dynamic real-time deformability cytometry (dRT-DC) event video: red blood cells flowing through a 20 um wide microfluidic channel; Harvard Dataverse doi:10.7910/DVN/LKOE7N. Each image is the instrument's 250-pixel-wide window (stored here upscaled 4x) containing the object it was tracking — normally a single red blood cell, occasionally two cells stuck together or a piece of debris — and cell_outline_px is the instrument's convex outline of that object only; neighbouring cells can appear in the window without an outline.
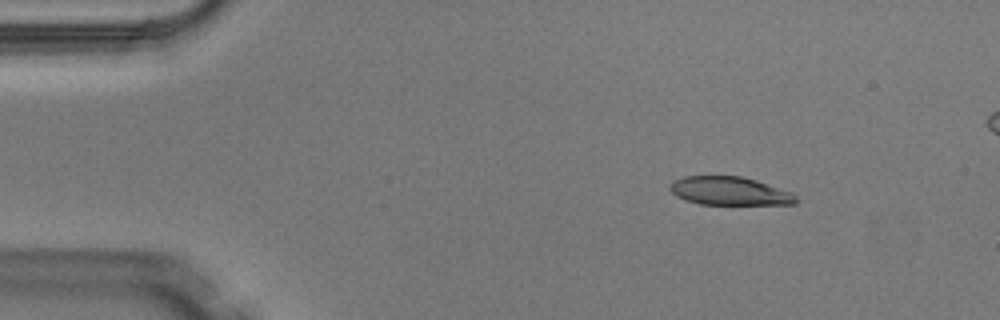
{"species": "Egyptian fruit bat (a non-hibernating species)", "species_latin": "Rousettus aegyptiacus", "temperature_condition": "warm", "stored_images_in_passage": 5, "camera_frame_rate_fps": 3000, "um_per_image_px": 0.085, "animal": {"sex": "male"}, "frame": {"image": 1, "passage_image": 2, "time_ms": 0.333, "image_size_px": [1000, 320], "cell_outline_px": [[796, 204], [700, 204], [684, 200], [676, 196], [668, 188], [676, 180], [684, 176], [740, 176], [756, 180], [792, 192], [796, 196]], "centroid_in_image_um": [62.01, 16.24], "position_along_channel_um": 23.0, "area_um2": 20.69}}